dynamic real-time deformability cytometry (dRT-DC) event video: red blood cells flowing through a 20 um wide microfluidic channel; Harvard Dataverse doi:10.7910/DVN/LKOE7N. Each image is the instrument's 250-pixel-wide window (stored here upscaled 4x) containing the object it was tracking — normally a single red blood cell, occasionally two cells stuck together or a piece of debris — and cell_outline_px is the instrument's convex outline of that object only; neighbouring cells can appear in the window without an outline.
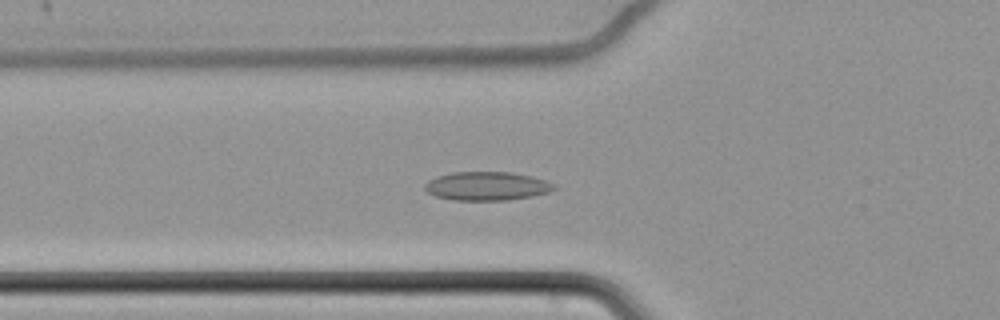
{"species": "common noctule bat (a hibernating species)", "species_latin": "Nyctalus noctula", "temperature_condition": "cold", "stored_images_in_passage": 58, "camera_frame_rate_fps": 3000, "um_per_image_px": 0.085, "animal": {"sex": "female", "body_mass_g": 22.7, "forearm_length_mm": 54.2}, "frame": {"image": 1, "passage_image": 20, "time_ms": 6.333, "image_size_px": [1000, 320], "cell_outline_px": [[560, 188], [548, 192], [532, 196], [508, 200], [452, 200], [436, 196], [428, 192], [424, 188], [424, 184], [428, 180], [436, 176], [452, 172], [512, 172], [532, 176], [556, 184]], "centroid_in_image_um": [41.4, 15.81], "position_along_channel_um": 84.4, "area_um2": 21.79}}
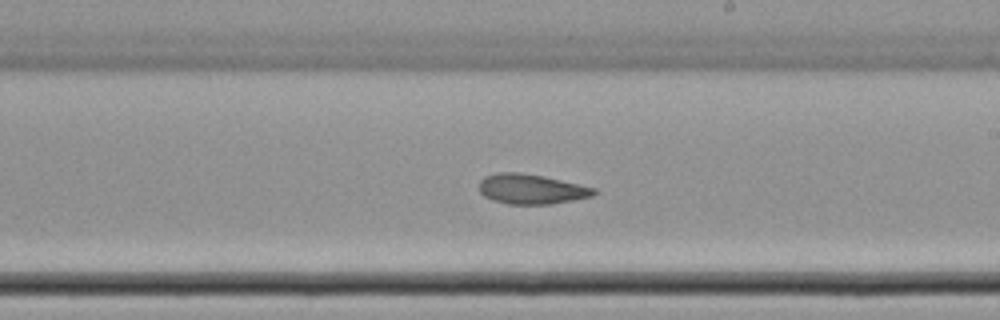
{"frame": {"image": 2, "passage_image": 34, "time_ms": 11.0, "image_size_px": [1000, 320], "cell_outline_px": [[600, 192], [592, 196], [552, 204], [508, 204], [492, 200], [484, 196], [480, 192], [480, 180], [484, 176], [496, 172], [520, 172], [544, 176], [596, 188]], "centroid_in_image_um": [45.17, 16.06], "position_along_channel_um": 243.8, "area_um2": 20.17}}
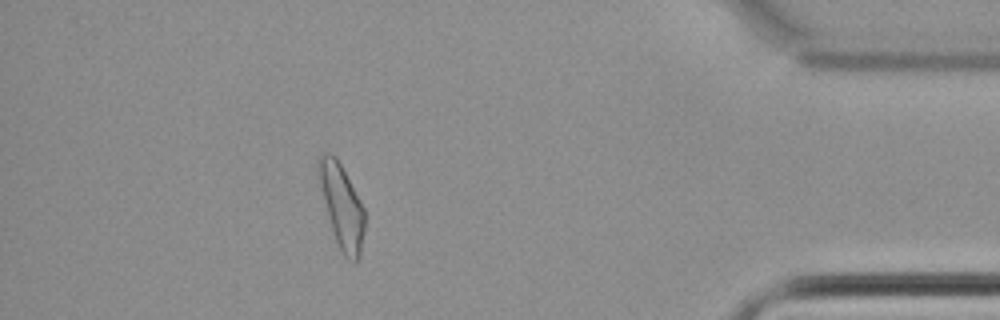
{"frame": {"image": 3, "passage_image": 52, "time_ms": 17.0, "image_size_px": [1000, 320], "cell_outline_px": [[364, 232], [360, 256], [352, 264], [344, 256], [336, 240], [328, 216], [316, 172], [316, 160], [320, 152], [328, 152], [336, 156], [360, 200], [364, 208]], "centroid_in_image_um": [29.02, 17.47], "position_along_channel_um": 406.2, "area_um2": 22.48}, "authors_computed_cell_mechanics": {"area_um2": 21.5883, "velocity_mm_per_s": 3.4273, "shape_relaxation_time_tau1_ms": null, "shape_relaxation_time_tau2_ms": 6.2476, "deformation_change_tau1": null, "deformation_change_tau2": 0.1021}}